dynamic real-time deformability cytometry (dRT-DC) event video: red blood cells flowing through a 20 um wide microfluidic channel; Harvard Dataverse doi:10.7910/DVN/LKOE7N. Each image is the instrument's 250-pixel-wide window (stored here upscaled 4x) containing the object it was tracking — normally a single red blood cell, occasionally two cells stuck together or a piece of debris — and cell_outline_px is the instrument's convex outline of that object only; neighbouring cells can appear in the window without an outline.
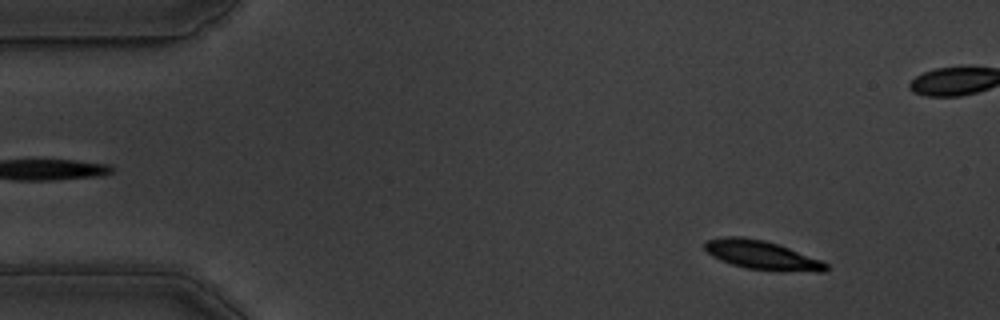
{"species": "common noctule bat (a hibernating species)", "species_latin": "Nyctalus noctula", "temperature_condition": "warm", "stored_images_in_passage": 56, "camera_frame_rate_fps": 3000, "um_per_image_px": 0.085, "animal": {"sex": "male", "body_mass_g": 19.5, "forearm_length_mm": 54.6}, "frame": {"image": 1, "passage_image": 6, "time_ms": 1.667, "image_size_px": [1000, 320], "cell_outline_px": [[828, 268], [824, 272], [816, 272], [744, 268], [720, 260], [712, 256], [704, 248], [704, 244], [708, 240], [724, 236], [740, 236], [764, 240], [788, 248], [820, 260], [828, 264]], "centroid_in_image_um": [64.72, 21.67], "position_along_channel_um": 20.3, "area_um2": 20.0}}
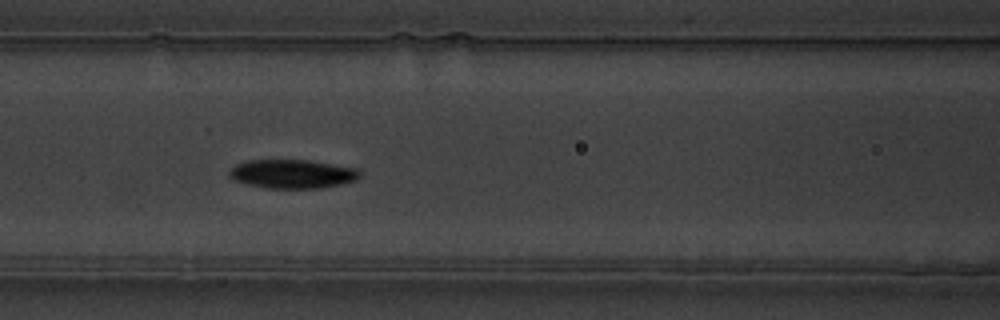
{"frame": {"image": 2, "passage_image": 23, "time_ms": 7.333, "image_size_px": [1000, 320], "cell_outline_px": [[360, 176], [356, 180], [340, 184], [320, 188], [264, 188], [248, 184], [236, 180], [228, 176], [228, 172], [236, 164], [248, 160], [308, 160], [356, 168], [360, 172]], "centroid_in_image_um": [24.84, 14.78], "position_along_channel_um": 141.8, "area_um2": 21.79}}
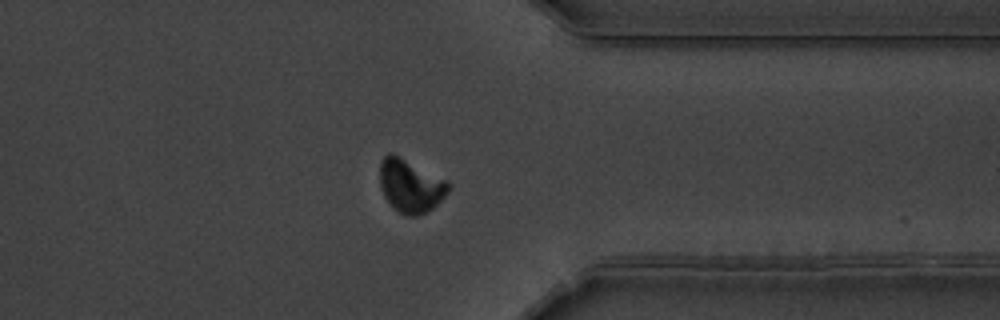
{"frame": {"image": 3, "passage_image": 43, "time_ms": 14.0, "image_size_px": [1000, 320], "cell_outline_px": [[448, 192], [428, 212], [416, 216], [404, 216], [384, 196], [380, 184], [380, 160], [388, 152], [392, 152], [448, 180]], "centroid_in_image_um": [34.88, 15.76], "position_along_channel_um": 376.5, "area_um2": 21.15}, "authors_computed_cell_mechanics": {"area_um2": 21.0103, "velocity_mm_per_s": 3.6151, "shape_relaxation_time_tau1_ms": 2.5694, "shape_relaxation_time_tau2_ms": null, "deformation_change_tau1": 0.134, "deformation_change_tau2": null}}